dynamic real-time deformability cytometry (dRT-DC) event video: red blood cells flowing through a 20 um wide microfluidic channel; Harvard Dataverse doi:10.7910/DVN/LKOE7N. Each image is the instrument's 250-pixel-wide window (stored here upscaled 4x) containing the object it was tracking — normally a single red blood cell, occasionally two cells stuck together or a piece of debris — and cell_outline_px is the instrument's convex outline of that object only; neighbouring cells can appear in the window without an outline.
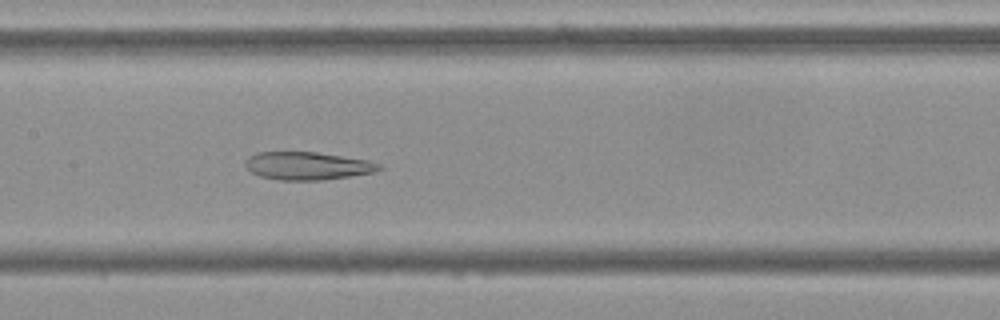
{"species": "Egyptian fruit bat (a non-hibernating species)", "species_latin": "Rousettus aegyptiacus", "temperature_condition": "cold", "stored_images_in_passage": 40, "camera_frame_rate_fps": 3000, "um_per_image_px": 0.085, "frame": {"image": 1, "passage_image": 12, "time_ms": 3.667, "image_size_px": [1000, 320], "cell_outline_px": [[384, 168], [372, 172], [348, 176], [320, 180], [280, 180], [260, 176], [252, 172], [244, 164], [248, 156], [256, 152], [316, 152], [368, 160], [380, 164]], "centroid_in_image_um": [26.11, 14.09], "position_along_channel_um": 181.3, "area_um2": 21.56}}
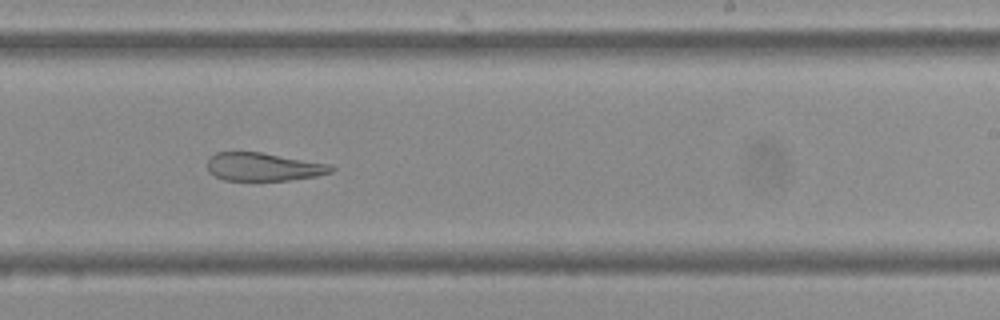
{"frame": {"image": 2, "passage_image": 19, "time_ms": 6.0, "image_size_px": [1000, 320], "cell_outline_px": [[336, 168], [332, 172], [316, 176], [288, 180], [224, 180], [216, 176], [208, 168], [208, 156], [216, 152], [260, 152], [332, 164]], "centroid_in_image_um": [22.43, 14.17], "position_along_channel_um": 266.6, "area_um2": 20.29}}
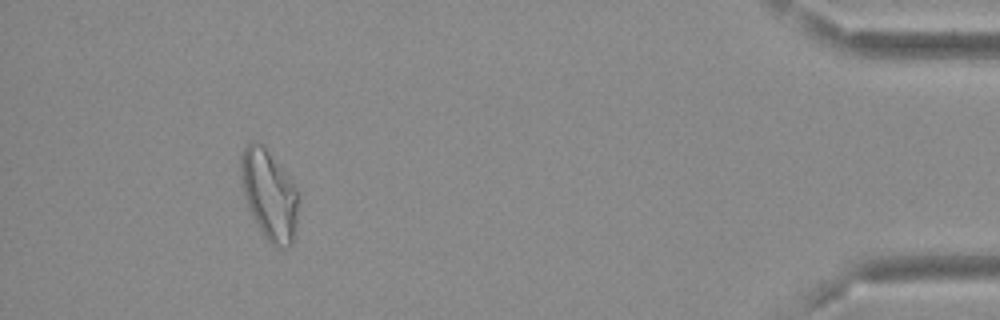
{"frame": {"image": 3, "passage_image": 36, "time_ms": 11.667, "image_size_px": [1000, 320], "cell_outline_px": [[300, 200], [296, 224], [292, 244], [288, 248], [276, 248], [264, 236], [256, 224], [248, 208], [244, 196], [240, 172], [240, 160], [244, 148], [252, 140], [256, 140], [264, 144], [292, 180], [296, 188]], "centroid_in_image_um": [22.9, 16.54], "position_along_channel_um": 412.3, "area_um2": 30.69}, "authors_computed_cell_mechanics": {"area_um2": 24.1026, "velocity_mm_per_s": 3.674, "shape_relaxation_time_tau1_ms": null, "shape_relaxation_time_tau2_ms": 8.8219, "deformation_change_tau1": null, "deformation_change_tau2": 0.1995}}